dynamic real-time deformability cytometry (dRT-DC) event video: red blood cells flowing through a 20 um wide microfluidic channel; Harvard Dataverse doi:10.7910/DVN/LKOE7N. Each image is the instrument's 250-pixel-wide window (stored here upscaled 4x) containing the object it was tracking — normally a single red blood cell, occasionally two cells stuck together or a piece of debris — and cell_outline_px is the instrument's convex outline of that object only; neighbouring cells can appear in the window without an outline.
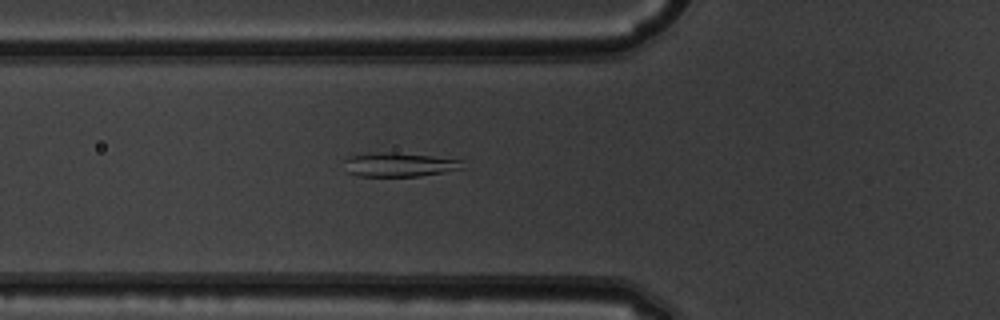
{"species": "common noctule bat (a hibernating species)", "species_latin": "Nyctalus noctula", "temperature_condition": "warm", "stored_images_in_passage": 42, "segment_of_instrument_passage": [1, 2], "camera_frame_rate_fps": 3000, "um_per_image_px": 0.085, "animal": {"sex": "male", "body_mass_g": 19.5, "forearm_length_mm": 54.6}, "frame": {"image": 1, "passage_image": 9, "time_ms": 2.667, "image_size_px": [1000, 320], "cell_outline_px": [[464, 168], [420, 176], [360, 176], [344, 172], [344, 160], [348, 156], [368, 152], [388, 152], [432, 156], [464, 160]], "centroid_in_image_um": [33.87, 13.99], "position_along_channel_um": 91.9, "area_um2": 16.82}}
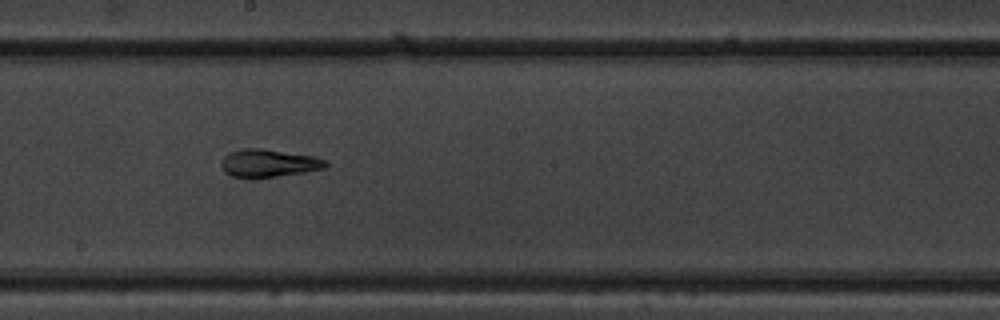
{"frame": {"image": 2, "passage_image": 19, "time_ms": 6.0, "image_size_px": [1000, 320], "cell_outline_px": [[328, 164], [324, 168], [304, 172], [252, 180], [232, 176], [224, 172], [220, 164], [224, 156], [228, 152], [244, 148], [264, 148], [316, 156], [324, 160]], "centroid_in_image_um": [22.78, 13.88], "position_along_channel_um": 225.4, "area_um2": 17.4}}
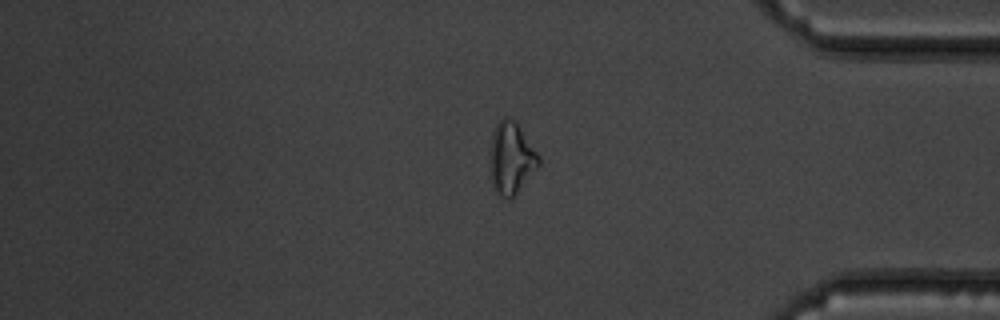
{"frame": {"image": 3, "passage_image": 33, "time_ms": 10.667, "image_size_px": [1000, 320], "cell_outline_px": [[540, 164], [516, 192], [508, 200], [500, 196], [492, 188], [488, 160], [492, 136], [496, 124], [504, 116], [508, 116], [516, 120], [540, 156]], "centroid_in_image_um": [43.42, 13.41], "position_along_channel_um": 391.8, "area_um2": 20.69}}